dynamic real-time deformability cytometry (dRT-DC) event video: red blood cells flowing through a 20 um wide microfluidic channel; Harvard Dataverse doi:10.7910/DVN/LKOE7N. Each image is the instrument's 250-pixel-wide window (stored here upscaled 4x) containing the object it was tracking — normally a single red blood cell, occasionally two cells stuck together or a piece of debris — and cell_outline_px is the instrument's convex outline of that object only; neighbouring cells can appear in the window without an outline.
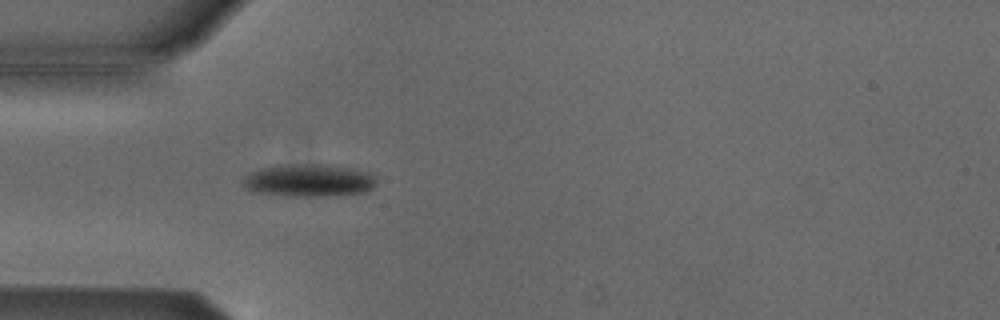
{"species": "Egyptian fruit bat (a non-hibernating species)", "species_latin": "Rousettus aegyptiacus", "temperature_condition": "cold", "stored_images_in_passage": 48, "camera_frame_rate_fps": 3000, "um_per_image_px": 0.085, "animal": {"sex": "male"}, "frame": {"image": 1, "passage_image": 11, "time_ms": 3.333, "image_size_px": [1000, 320], "cell_outline_px": [[376, 184], [372, 188], [364, 192], [328, 196], [288, 196], [260, 192], [248, 188], [244, 184], [244, 180], [252, 172], [260, 168], [276, 164], [328, 164], [352, 168], [372, 172], [376, 176]], "centroid_in_image_um": [26.35, 15.31], "position_along_channel_um": 58.7, "area_um2": 25.37}}
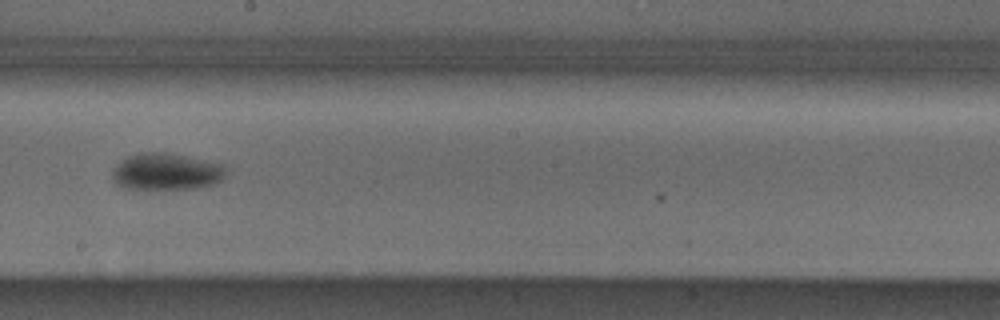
{"frame": {"image": 2, "passage_image": 25, "time_ms": 8.0, "image_size_px": [1000, 320], "cell_outline_px": [[224, 176], [220, 180], [212, 184], [200, 188], [124, 188], [116, 184], [112, 180], [112, 172], [116, 164], [128, 156], [144, 152], [168, 152], [220, 164], [224, 168]], "centroid_in_image_um": [14.07, 14.58], "position_along_channel_um": 234.1, "area_um2": 23.99}}
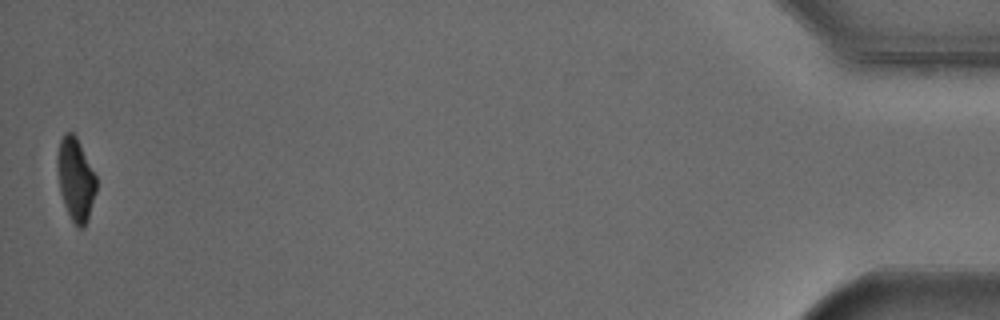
{"frame": {"image": 3, "passage_image": 48, "time_ms": 15.667, "image_size_px": [1000, 320], "cell_outline_px": [[96, 192], [88, 220], [84, 228], [80, 228], [72, 220], [64, 204], [60, 192], [56, 164], [56, 156], [60, 140], [64, 132], [72, 132], [76, 136], [96, 176]], "centroid_in_image_um": [6.42, 15.22], "position_along_channel_um": 428.8, "area_um2": 18.79}, "authors_computed_cell_mechanics": {"area_um2": 22.1663, "velocity_mm_per_s": 3.8319, "shape_relaxation_time_tau1_ms": 2.3523, "shape_relaxation_time_tau2_ms": null, "deformation_change_tau1": 0.0928, "deformation_change_tau2": null}}